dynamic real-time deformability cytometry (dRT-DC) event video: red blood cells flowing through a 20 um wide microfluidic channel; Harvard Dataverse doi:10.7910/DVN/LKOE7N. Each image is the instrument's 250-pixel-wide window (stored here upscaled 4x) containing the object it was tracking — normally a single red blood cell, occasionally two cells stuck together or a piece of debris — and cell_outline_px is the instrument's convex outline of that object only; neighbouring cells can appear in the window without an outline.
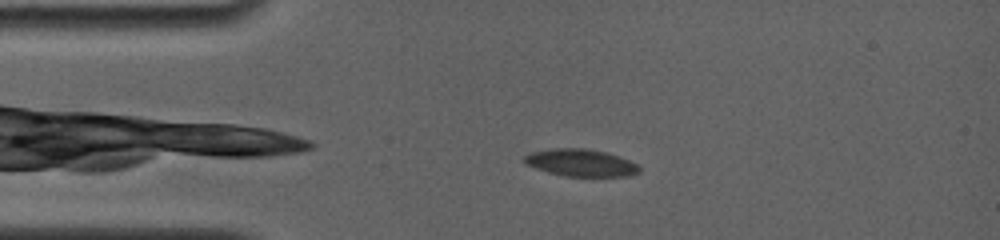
{"species": "common noctule bat (a hibernating species)", "species_latin": "Nyctalus noctula", "temperature_condition": "room temperature", "stored_images_in_passage": 6, "camera_frame_rate_fps": 4000, "um_per_image_px": 0.085, "animal": {"sex": "female", "body_mass_g": 19.0, "forearm_length_mm": 56.7}, "frame": {"image": 1, "passage_image": 3, "time_ms": 1.5, "image_size_px": [1000, 240], "cell_outline_px": [[640, 172], [628, 176], [564, 176], [548, 172], [524, 164], [524, 156], [528, 152], [552, 148], [584, 148], [608, 152], [640, 164]], "centroid_in_image_um": [49.37, 13.82], "position_along_channel_um": 35.6, "area_um2": 18.5}}
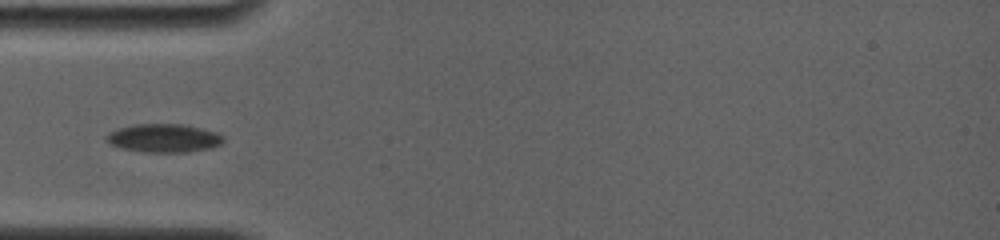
{"frame": {"image": 2, "passage_image": 5, "time_ms": 3.25, "image_size_px": [1000, 240], "cell_outline_px": [[224, 140], [220, 144], [212, 148], [188, 152], [144, 152], [120, 148], [112, 144], [108, 140], [108, 132], [116, 128], [136, 124], [184, 124], [216, 132], [224, 136]], "centroid_in_image_um": [13.95, 11.74], "position_along_channel_um": 71.0, "area_um2": 19.36}}